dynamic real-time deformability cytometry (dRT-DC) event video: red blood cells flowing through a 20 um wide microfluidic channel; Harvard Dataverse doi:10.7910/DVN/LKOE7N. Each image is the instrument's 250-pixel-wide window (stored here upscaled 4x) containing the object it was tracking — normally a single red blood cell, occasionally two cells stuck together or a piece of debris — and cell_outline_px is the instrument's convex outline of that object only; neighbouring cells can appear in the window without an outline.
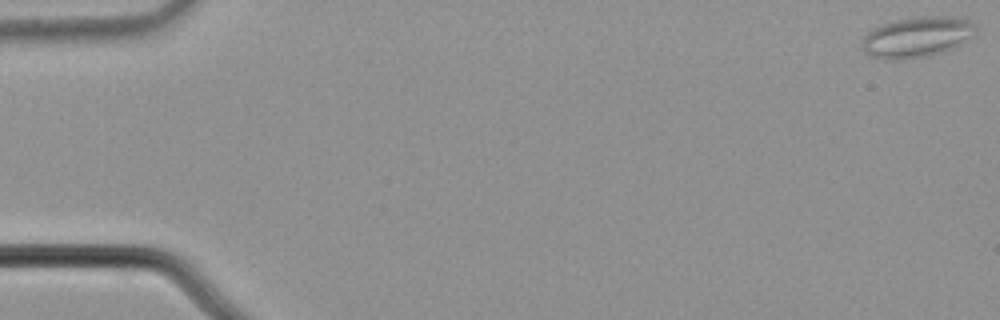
{"species": "common noctule bat (a hibernating species)", "species_latin": "Nyctalus noctula", "temperature_condition": "cold", "stored_images_in_passage": 5, "camera_frame_rate_fps": 3000, "um_per_image_px": 0.085, "animal": {"sex": "male", "body_mass_g": 21.5, "forearm_length_mm": 52.0}, "frame": {"image": 1, "passage_image": 1, "time_ms": 0.0, "image_size_px": [1000, 320], "cell_outline_px": [[976, 32], [956, 48], [928, 56], [900, 60], [884, 60], [872, 56], [864, 52], [860, 44], [864, 36], [872, 28], [880, 24], [892, 20], [920, 16], [948, 16], [968, 20], [976, 24]], "centroid_in_image_um": [77.91, 3.15], "position_along_channel_um": 7.1, "area_um2": 27.34}}